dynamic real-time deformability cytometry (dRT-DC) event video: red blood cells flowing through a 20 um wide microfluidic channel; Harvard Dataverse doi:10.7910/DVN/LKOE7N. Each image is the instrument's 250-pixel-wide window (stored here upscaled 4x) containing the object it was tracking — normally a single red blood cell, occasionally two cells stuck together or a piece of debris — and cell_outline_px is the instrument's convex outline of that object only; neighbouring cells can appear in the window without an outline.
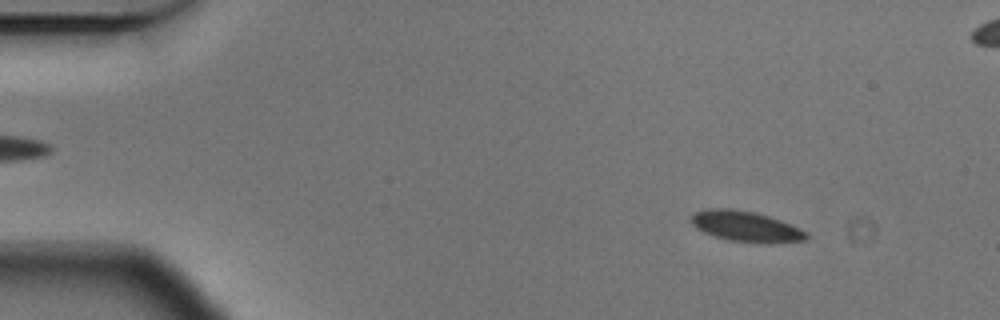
{"species": "Egyptian fruit bat (a non-hibernating species)", "species_latin": "Rousettus aegyptiacus", "temperature_condition": "cold", "stored_images_in_passage": 58, "segment_of_instrument_passage": [1, 2], "camera_frame_rate_fps": 3000, "um_per_image_px": 0.085, "animal": {"sex": "male"}, "frame": {"image": 1, "passage_image": 7, "time_ms": 2.0, "image_size_px": [1000, 320], "cell_outline_px": [[808, 236], [804, 240], [728, 240], [704, 232], [696, 228], [692, 224], [692, 216], [696, 212], [708, 208], [728, 208], [756, 212], [780, 220], [800, 228], [808, 232]], "centroid_in_image_um": [63.33, 19.18], "position_along_channel_um": 21.7, "area_um2": 19.36}}
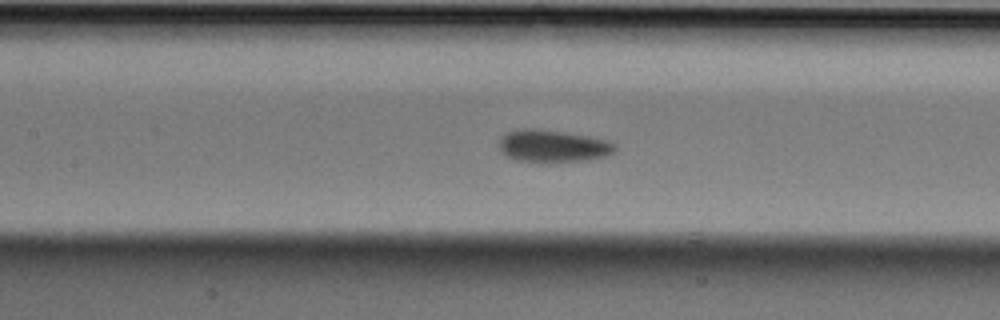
{"frame": {"image": 2, "passage_image": 26, "time_ms": 8.333, "image_size_px": [1000, 320], "cell_outline_px": [[616, 148], [612, 152], [604, 156], [588, 160], [516, 160], [508, 156], [500, 148], [500, 140], [508, 132], [524, 128], [532, 128], [564, 132], [588, 136], [604, 140], [612, 144]], "centroid_in_image_um": [46.98, 12.38], "position_along_channel_um": 160.4, "area_um2": 20.69}}
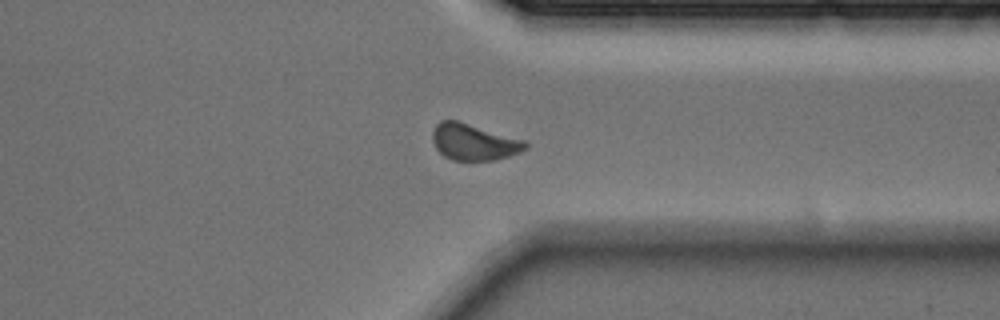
{"frame": {"image": 3, "passage_image": 44, "time_ms": 14.333, "image_size_px": [1000, 320], "cell_outline_px": [[528, 148], [520, 152], [496, 160], [452, 160], [444, 156], [436, 148], [432, 140], [432, 132], [436, 124], [440, 120], [460, 120], [524, 140], [528, 144]], "centroid_in_image_um": [40.27, 12.06], "position_along_channel_um": 371.1, "area_um2": 19.88}}